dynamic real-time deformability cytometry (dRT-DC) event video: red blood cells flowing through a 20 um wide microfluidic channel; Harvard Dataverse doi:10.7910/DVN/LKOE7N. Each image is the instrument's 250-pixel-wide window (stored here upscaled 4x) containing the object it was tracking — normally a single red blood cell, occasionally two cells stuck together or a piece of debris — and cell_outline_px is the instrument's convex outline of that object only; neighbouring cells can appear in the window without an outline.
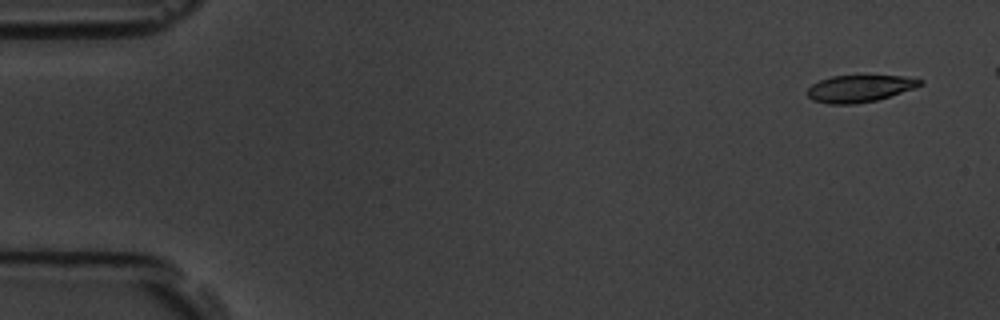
{"species": "common noctule bat (a hibernating species)", "species_latin": "Nyctalus noctula", "temperature_condition": "room temperature", "stored_images_in_passage": 5, "segment_of_instrument_passage": [2, 2], "camera_frame_rate_fps": 3000, "um_per_image_px": 0.085, "animal": {"sex": "male", "body_mass_g": 19.5, "forearm_length_mm": 54.6}, "frame": {"image": 1, "passage_image": 5, "time_ms": 5.667, "image_size_px": [1000, 320], "cell_outline_px": [[924, 84], [916, 88], [876, 100], [856, 104], [828, 104], [812, 100], [808, 96], [808, 88], [812, 84], [820, 80], [832, 76], [904, 76], [924, 80]], "centroid_in_image_um": [73.09, 7.53], "position_along_channel_um": 11.9, "area_um2": 17.74}}